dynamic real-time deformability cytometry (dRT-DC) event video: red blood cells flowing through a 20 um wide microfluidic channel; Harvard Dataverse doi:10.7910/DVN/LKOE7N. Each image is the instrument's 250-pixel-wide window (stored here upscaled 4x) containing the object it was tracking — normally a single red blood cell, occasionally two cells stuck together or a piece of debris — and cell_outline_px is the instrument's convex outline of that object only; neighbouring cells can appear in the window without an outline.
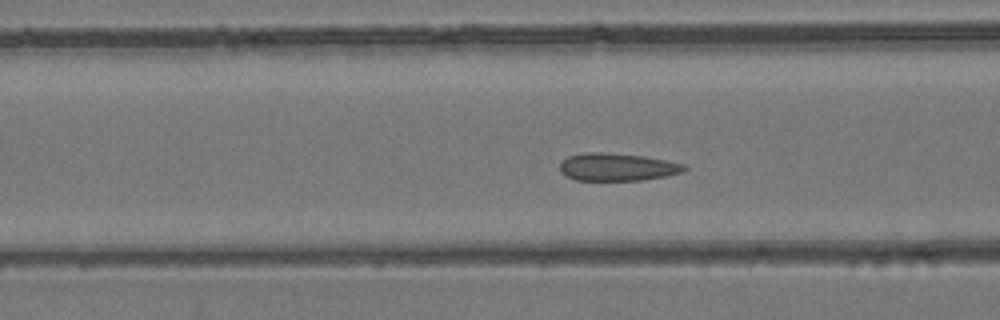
{"species": "common noctule bat (a hibernating species)", "species_latin": "Nyctalus noctula", "temperature_condition": "room temperature", "stored_images_in_passage": 54, "camera_frame_rate_fps": 3000, "um_per_image_px": 0.085, "animal": {"sex": "female", "body_mass_g": 24.6, "forearm_length_mm": 56.2}, "frame": {"image": 1, "passage_image": 21, "time_ms": 6.667, "image_size_px": [1000, 320], "cell_outline_px": [[688, 168], [684, 172], [668, 176], [644, 180], [576, 180], [560, 172], [560, 164], [568, 156], [584, 152], [608, 152], [644, 156], [688, 164]], "centroid_in_image_um": [52.54, 14.19], "position_along_channel_um": 114.1, "area_um2": 20.35}}
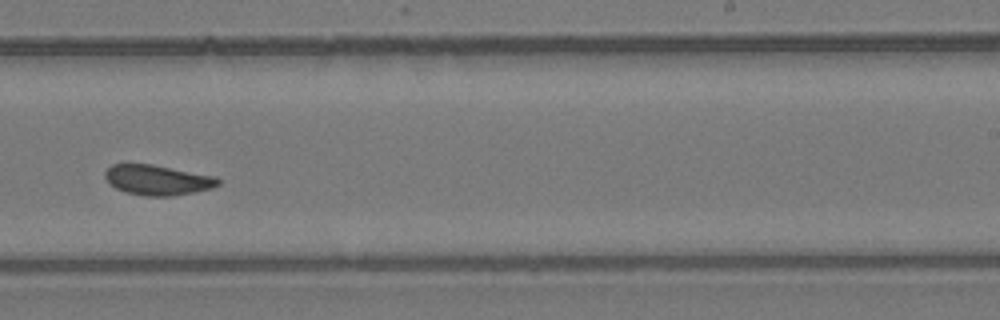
{"frame": {"image": 2, "passage_image": 34, "time_ms": 11.0, "image_size_px": [1000, 320], "cell_outline_px": [[220, 184], [212, 188], [172, 196], [144, 196], [124, 192], [108, 184], [104, 176], [104, 172], [112, 164], [152, 164], [216, 176], [220, 180]], "centroid_in_image_um": [13.36, 15.3], "position_along_channel_um": 275.6, "area_um2": 20.0}}
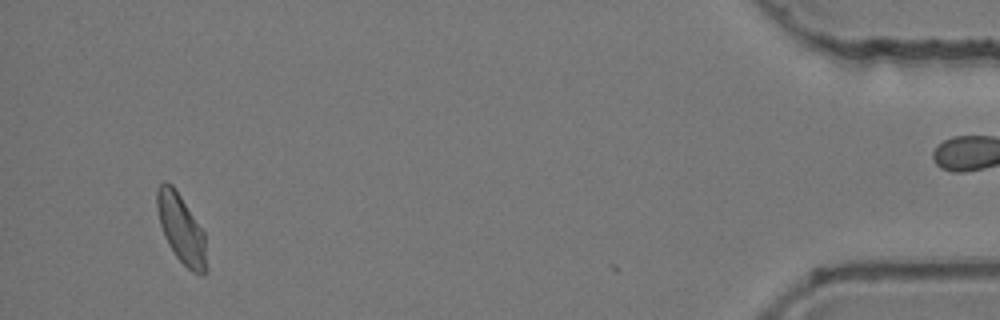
{"frame": {"image": 3, "passage_image": 52, "time_ms": 17.0, "image_size_px": [1000, 320], "cell_outline_px": [[204, 276], [200, 276], [192, 272], [176, 256], [168, 244], [164, 236], [160, 224], [156, 208], [156, 188], [164, 180], [172, 184], [204, 232]], "centroid_in_image_um": [15.34, 19.4], "position_along_channel_um": 419.9, "area_um2": 19.36}, "authors_computed_cell_mechanics": {"area_um2": 20.2011, "velocity_mm_per_s": 3.7418, "shape_relaxation_time_tau1_ms": null, "shape_relaxation_time_tau2_ms": 1.0036, "deformation_change_tau1": null, "deformation_change_tau2": 0.0552}}